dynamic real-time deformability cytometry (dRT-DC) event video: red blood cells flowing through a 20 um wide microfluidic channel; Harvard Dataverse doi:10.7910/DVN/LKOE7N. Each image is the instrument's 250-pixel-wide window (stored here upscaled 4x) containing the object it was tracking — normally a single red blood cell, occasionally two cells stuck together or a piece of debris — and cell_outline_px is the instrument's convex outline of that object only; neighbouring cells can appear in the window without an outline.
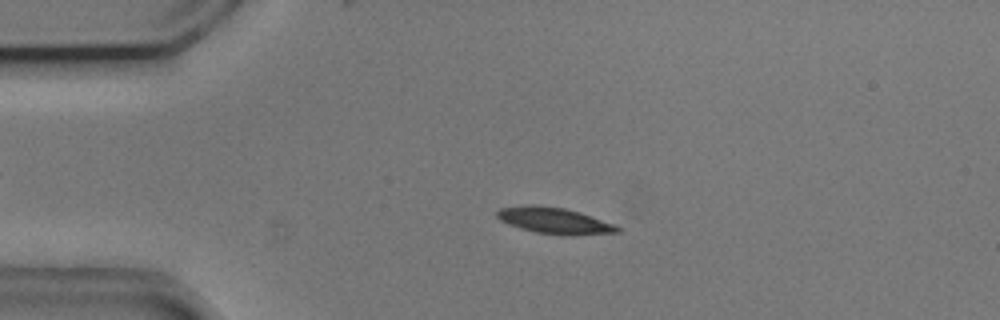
{"species": "common noctule bat (a hibernating species)", "species_latin": "Nyctalus noctula", "temperature_condition": "cold", "stored_images_in_passage": 54, "camera_frame_rate_fps": 3000, "um_per_image_px": 0.085, "animal": {"sex": "male", "body_mass_g": 20.5, "forearm_length_mm": 52.5}, "frame": {"image": 1, "passage_image": 12, "time_ms": 3.667, "image_size_px": [1000, 320], "cell_outline_px": [[620, 232], [572, 236], [536, 232], [520, 228], [508, 224], [500, 220], [496, 216], [496, 212], [500, 208], [528, 204], [536, 204], [564, 208], [580, 212], [616, 224], [620, 228]], "centroid_in_image_um": [47.14, 18.75], "position_along_channel_um": 37.9, "area_um2": 18.61}}
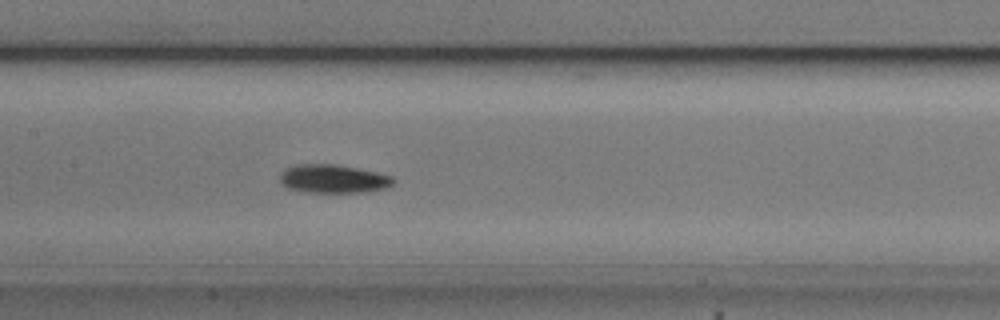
{"frame": {"image": 2, "passage_image": 26, "time_ms": 8.333, "image_size_px": [1000, 320], "cell_outline_px": [[396, 180], [388, 188], [368, 192], [308, 192], [288, 188], [280, 184], [280, 172], [284, 168], [296, 164], [336, 164], [376, 172], [392, 176]], "centroid_in_image_um": [28.31, 15.2], "position_along_channel_um": 179.1, "area_um2": 19.02}}
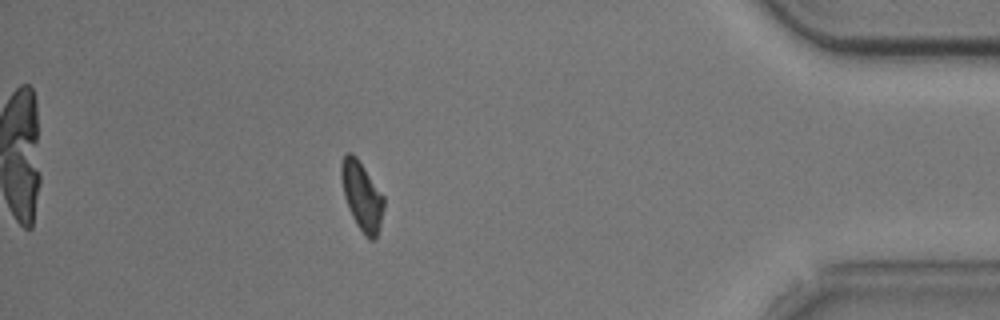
{"frame": {"image": 3, "passage_image": 48, "time_ms": 15.667, "image_size_px": [1000, 320], "cell_outline_px": [[384, 208], [380, 224], [376, 236], [372, 240], [368, 240], [364, 236], [356, 224], [348, 208], [344, 196], [340, 176], [340, 164], [344, 156], [348, 152], [352, 152], [356, 156], [384, 196]], "centroid_in_image_um": [30.74, 16.65], "position_along_channel_um": 404.5, "area_um2": 17.05}, "authors_computed_cell_mechanics": {"area_um2": 17.629, "velocity_mm_per_s": 3.6886, "shape_relaxation_time_tau1_ms": 3.6798, "shape_relaxation_time_tau2_ms": null, "deformation_change_tau1": 0.1023, "deformation_change_tau2": null}}